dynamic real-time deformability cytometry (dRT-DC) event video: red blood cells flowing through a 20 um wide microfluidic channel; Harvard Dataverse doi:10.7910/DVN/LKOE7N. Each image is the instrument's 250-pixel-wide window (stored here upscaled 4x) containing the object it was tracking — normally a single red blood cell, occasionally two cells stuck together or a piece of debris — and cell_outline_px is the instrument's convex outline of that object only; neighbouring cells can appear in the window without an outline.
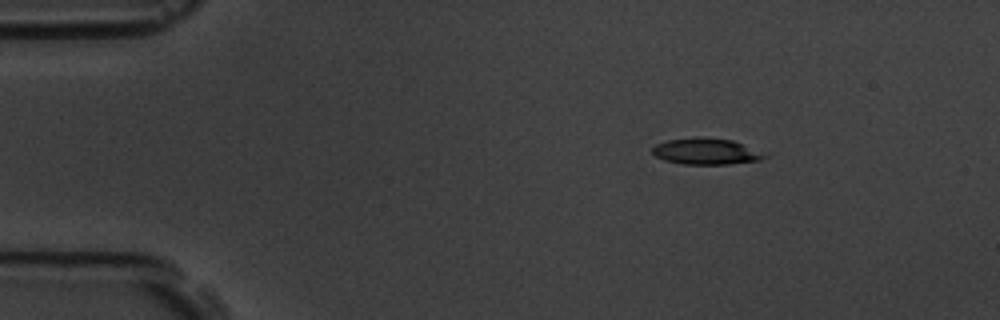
{"species": "common noctule bat (a hibernating species)", "species_latin": "Nyctalus noctula", "temperature_condition": "room temperature", "stored_images_in_passage": 4, "camera_frame_rate_fps": 3000, "um_per_image_px": 0.085, "animal": {"sex": "male", "body_mass_g": 19.5, "forearm_length_mm": 54.6}, "frame": {"image": 1, "passage_image": 1, "time_ms": 0.0, "image_size_px": [1000, 320], "cell_outline_px": [[768, 156], [760, 160], [728, 164], [684, 164], [664, 160], [656, 156], [652, 152], [652, 148], [656, 144], [668, 140], [704, 136], [732, 140], [768, 152]], "centroid_in_image_um": [60.09, 12.86], "position_along_channel_um": 24.9, "area_um2": 17.4}}